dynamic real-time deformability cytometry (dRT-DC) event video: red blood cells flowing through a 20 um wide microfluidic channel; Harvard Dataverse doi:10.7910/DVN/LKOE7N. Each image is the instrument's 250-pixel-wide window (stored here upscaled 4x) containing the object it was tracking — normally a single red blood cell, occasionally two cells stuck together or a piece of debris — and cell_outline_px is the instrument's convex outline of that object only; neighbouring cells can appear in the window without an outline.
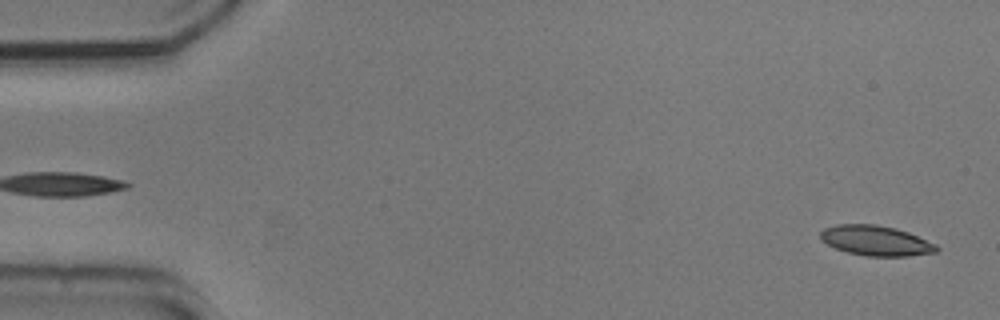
{"species": "common noctule bat (a hibernating species)", "species_latin": "Nyctalus noctula", "temperature_condition": "cold", "stored_images_in_passage": 53, "camera_frame_rate_fps": 3000, "um_per_image_px": 0.085, "animal": {"sex": "male", "body_mass_g": 20.5, "forearm_length_mm": 52.5}, "frame": {"image": 1, "passage_image": 1, "time_ms": 0.0, "image_size_px": [1000, 320], "cell_outline_px": [[940, 248], [936, 252], [908, 256], [868, 256], [848, 252], [836, 248], [820, 240], [820, 232], [824, 228], [836, 224], [876, 224], [896, 228], [908, 232], [936, 244]], "centroid_in_image_um": [74.44, 20.44], "position_along_channel_um": 10.6, "area_um2": 20.35}}
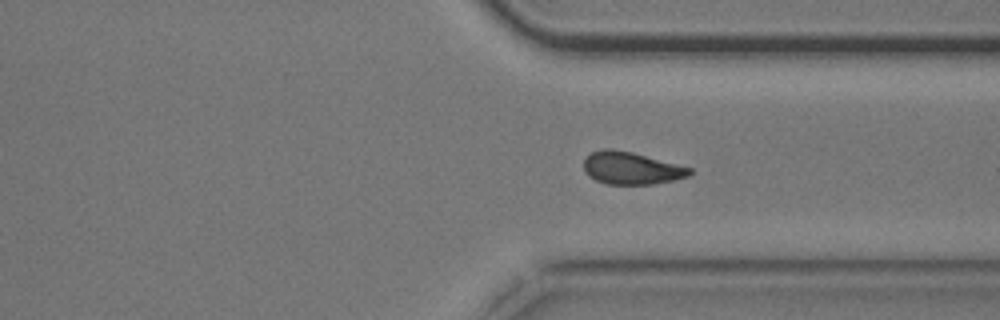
{"frame": {"image": 2, "passage_image": 39, "time_ms": 12.667, "image_size_px": [1000, 320], "cell_outline_px": [[692, 176], [652, 184], [604, 184], [588, 176], [584, 172], [584, 160], [592, 152], [604, 148], [612, 148], [632, 152], [692, 168]], "centroid_in_image_um": [53.65, 14.29], "position_along_channel_um": 357.7, "area_um2": 20.06}}
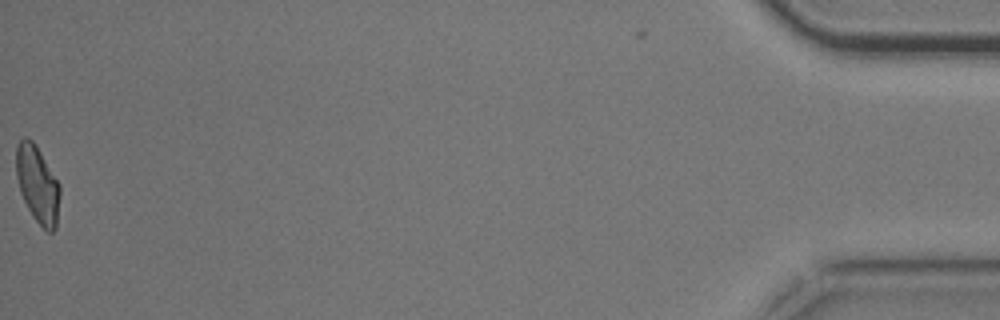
{"frame": {"image": 3, "passage_image": 53, "time_ms": 17.333, "image_size_px": [1000, 320], "cell_outline_px": [[60, 196], [56, 228], [52, 232], [48, 232], [32, 216], [20, 192], [16, 176], [16, 144], [24, 136], [28, 136], [36, 144], [60, 184]], "centroid_in_image_um": [3.19, 15.63], "position_along_channel_um": 432.0, "area_um2": 19.83}, "authors_computed_cell_mechanics": {"area_um2": 20.23, "velocity_mm_per_s": 3.7374, "shape_relaxation_time_tau1_ms": 3.083, "shape_relaxation_time_tau2_ms": 3.8306, "deformation_change_tau1": 0.1294, "deformation_change_tau2": 0.1102}}